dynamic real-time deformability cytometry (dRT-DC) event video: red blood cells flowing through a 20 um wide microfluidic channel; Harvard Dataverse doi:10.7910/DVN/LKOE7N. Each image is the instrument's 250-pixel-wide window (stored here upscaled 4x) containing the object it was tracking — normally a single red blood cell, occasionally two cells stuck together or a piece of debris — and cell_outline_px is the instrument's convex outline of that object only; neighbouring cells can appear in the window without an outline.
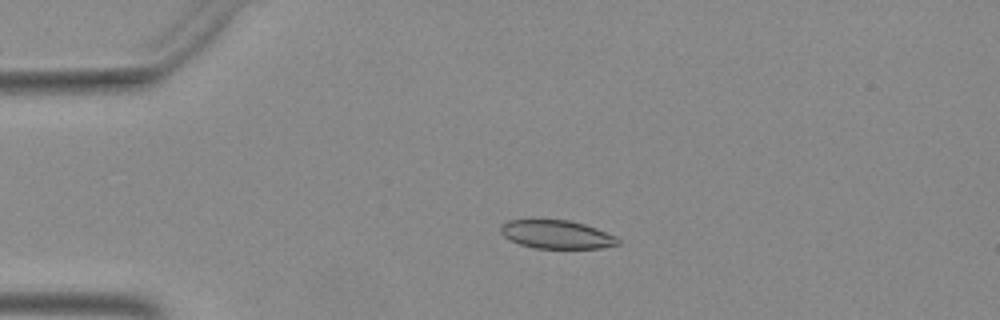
{"species": "Egyptian fruit bat (a non-hibernating species)", "species_latin": "Rousettus aegyptiacus", "temperature_condition": "warm", "stored_images_in_passage": 18, "camera_frame_rate_fps": 3000, "um_per_image_px": 0.085, "animal": {"sex": "female"}, "frame": {"image": 1, "passage_image": 11, "time_ms": 3.333, "image_size_px": [1000, 320], "cell_outline_px": [[620, 244], [600, 248], [536, 248], [520, 244], [504, 236], [500, 232], [500, 228], [508, 220], [568, 220], [584, 224], [596, 228], [616, 236], [620, 240]], "centroid_in_image_um": [47.35, 19.93], "position_along_channel_um": 37.7, "area_um2": 19.19}}
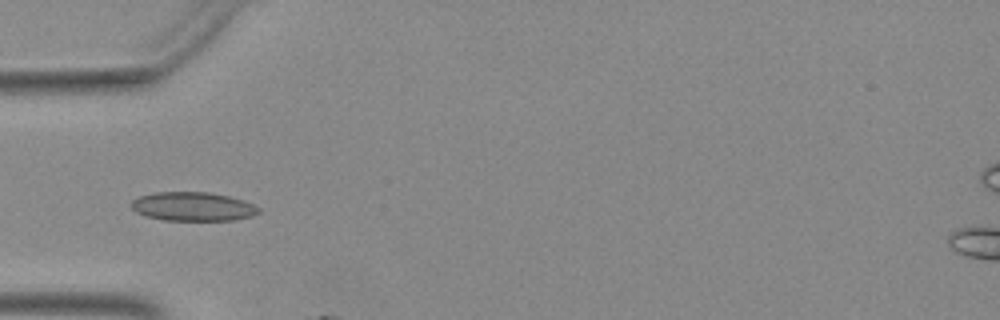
{"frame": {"image": 2, "passage_image": 16, "time_ms": 5.0, "image_size_px": [1000, 320], "cell_outline_px": [[260, 212], [252, 216], [232, 220], [164, 220], [144, 216], [136, 212], [132, 208], [132, 200], [140, 196], [156, 192], [208, 192], [228, 196], [252, 204], [260, 208]], "centroid_in_image_um": [16.37, 17.56], "position_along_channel_um": 68.6, "area_um2": 21.27}}